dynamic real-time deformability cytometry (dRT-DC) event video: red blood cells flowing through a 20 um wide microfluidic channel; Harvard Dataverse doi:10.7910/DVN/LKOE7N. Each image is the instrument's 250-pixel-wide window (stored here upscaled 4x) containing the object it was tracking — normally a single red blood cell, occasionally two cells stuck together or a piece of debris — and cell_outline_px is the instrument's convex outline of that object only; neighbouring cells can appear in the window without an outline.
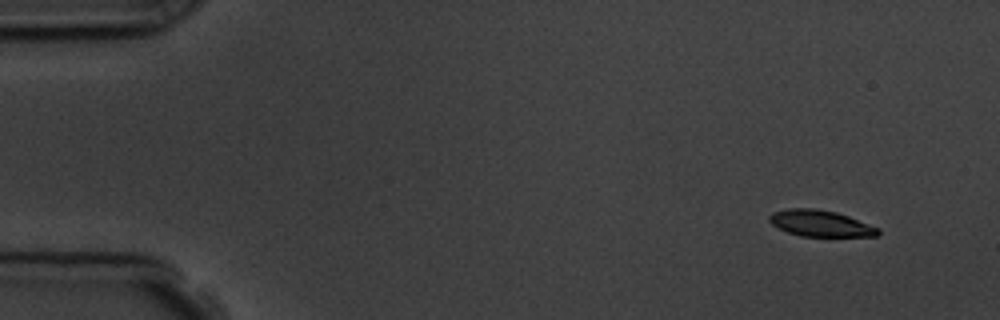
{"species": "common noctule bat (a hibernating species)", "species_latin": "Nyctalus noctula", "temperature_condition": "room temperature", "stored_images_in_passage": 10, "camera_frame_rate_fps": 3000, "um_per_image_px": 0.085, "animal": {"sex": "male", "body_mass_g": 19.5, "forearm_length_mm": 54.6}, "frame": {"image": 1, "passage_image": 1, "time_ms": 0.0, "image_size_px": [1000, 320], "cell_outline_px": [[880, 232], [876, 236], [800, 236], [788, 232], [772, 224], [768, 220], [768, 216], [772, 212], [788, 208], [816, 208], [836, 212], [848, 216], [880, 228]], "centroid_in_image_um": [69.72, 18.98], "position_along_channel_um": 15.3, "area_um2": 16.65}}
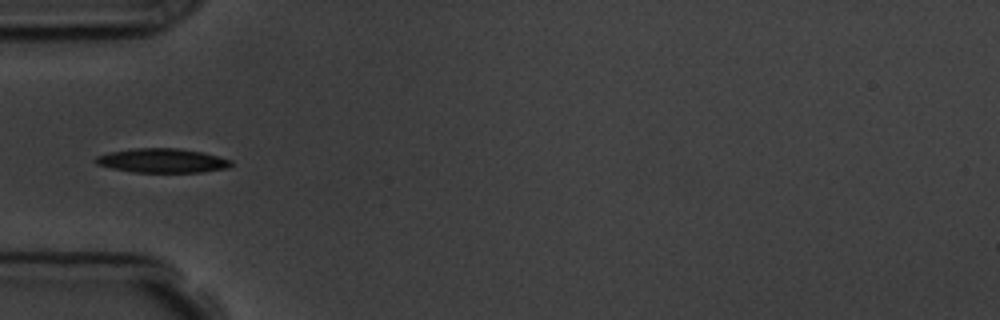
{"frame": {"image": 2, "passage_image": 5, "time_ms": 4.667, "image_size_px": [1000, 320], "cell_outline_px": [[232, 164], [228, 168], [200, 172], [132, 172], [112, 168], [96, 164], [92, 160], [96, 156], [108, 152], [132, 148], [176, 148], [204, 152], [232, 160]], "centroid_in_image_um": [13.76, 13.64], "position_along_channel_um": 71.2, "area_um2": 19.25}}
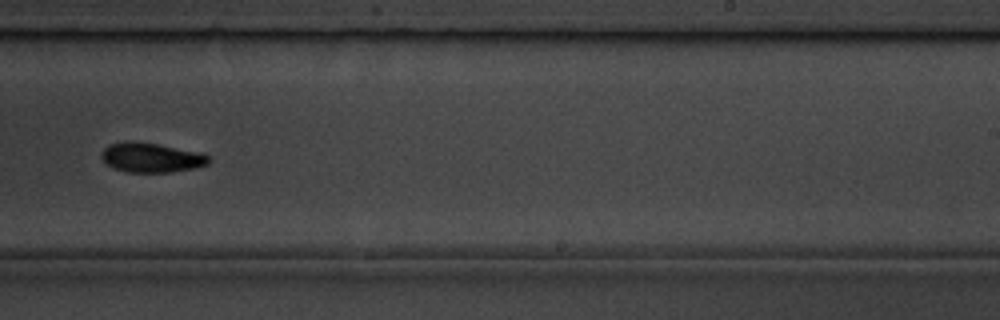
{"frame": {"image": 3, "passage_image": 10, "time_ms": 10.333, "image_size_px": [1000, 320], "cell_outline_px": [[212, 160], [208, 164], [196, 168], [172, 172], [128, 172], [112, 168], [104, 164], [100, 156], [100, 152], [108, 144], [156, 144], [200, 152], [212, 156]], "centroid_in_image_um": [12.91, 13.44], "position_along_channel_um": 276.1, "area_um2": 18.21}}